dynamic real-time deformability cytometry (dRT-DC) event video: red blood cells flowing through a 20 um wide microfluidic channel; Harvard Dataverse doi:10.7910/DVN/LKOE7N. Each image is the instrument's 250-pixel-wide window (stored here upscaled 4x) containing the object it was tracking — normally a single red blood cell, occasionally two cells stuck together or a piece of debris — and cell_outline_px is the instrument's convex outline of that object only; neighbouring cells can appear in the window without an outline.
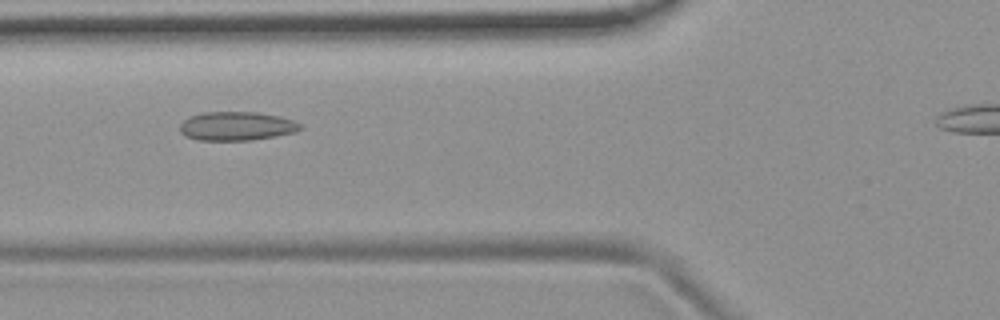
{"species": "common noctule bat (a hibernating species)", "species_latin": "Nyctalus noctula", "temperature_condition": "room temperature", "stored_images_in_passage": 40, "camera_frame_rate_fps": 3000, "um_per_image_px": 0.085, "animal": {"sex": "female", "body_mass_g": 19.9}, "frame": {"image": 1, "passage_image": 12, "time_ms": 3.667, "image_size_px": [1000, 320], "cell_outline_px": [[300, 128], [296, 132], [252, 140], [200, 140], [184, 136], [180, 132], [180, 124], [188, 116], [204, 112], [256, 112], [280, 116], [292, 120], [300, 124]], "centroid_in_image_um": [20.07, 10.71], "position_along_channel_um": 105.7, "area_um2": 20.17}}
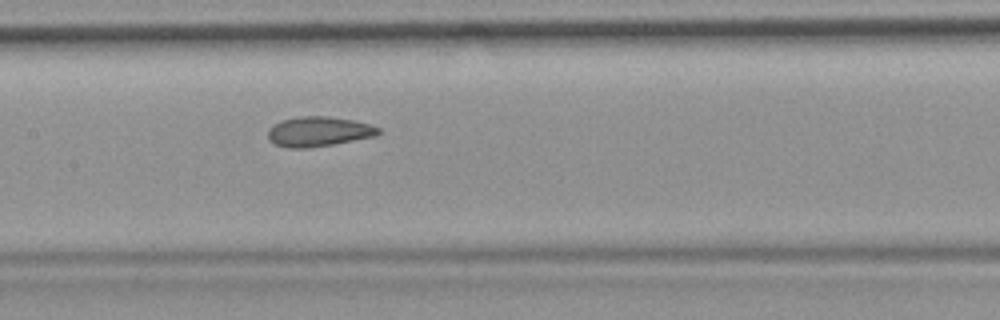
{"frame": {"image": 2, "passage_image": 18, "time_ms": 5.667, "image_size_px": [1000, 320], "cell_outline_px": [[380, 132], [376, 136], [332, 144], [308, 148], [288, 148], [276, 144], [268, 140], [268, 128], [272, 124], [284, 120], [300, 116], [328, 116], [352, 120], [372, 124], [380, 128]], "centroid_in_image_um": [27.08, 11.18], "position_along_channel_um": 180.3, "area_um2": 19.25}}
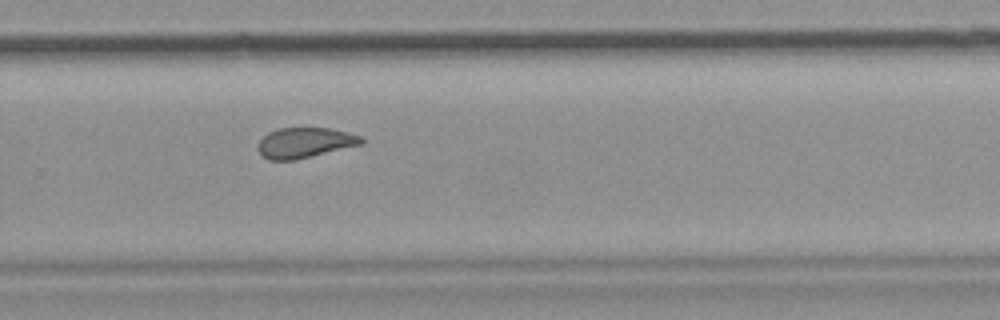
{"frame": {"image": 3, "passage_image": 28, "time_ms": 9.0, "image_size_px": [1000, 320], "cell_outline_px": [[364, 144], [296, 160], [268, 160], [256, 148], [260, 140], [268, 132], [276, 128], [332, 128], [348, 132], [360, 136], [364, 140]], "centroid_in_image_um": [25.92, 12.13], "position_along_channel_um": 303.9, "area_um2": 18.44}, "authors_computed_cell_mechanics": {"area_um2": 19.3052, "velocity_mm_per_s": 3.7252, "shape_relaxation_time_tau1_ms": null, "shape_relaxation_time_tau2_ms": 1.8277, "deformation_change_tau1": null, "deformation_change_tau2": 0.0609}}